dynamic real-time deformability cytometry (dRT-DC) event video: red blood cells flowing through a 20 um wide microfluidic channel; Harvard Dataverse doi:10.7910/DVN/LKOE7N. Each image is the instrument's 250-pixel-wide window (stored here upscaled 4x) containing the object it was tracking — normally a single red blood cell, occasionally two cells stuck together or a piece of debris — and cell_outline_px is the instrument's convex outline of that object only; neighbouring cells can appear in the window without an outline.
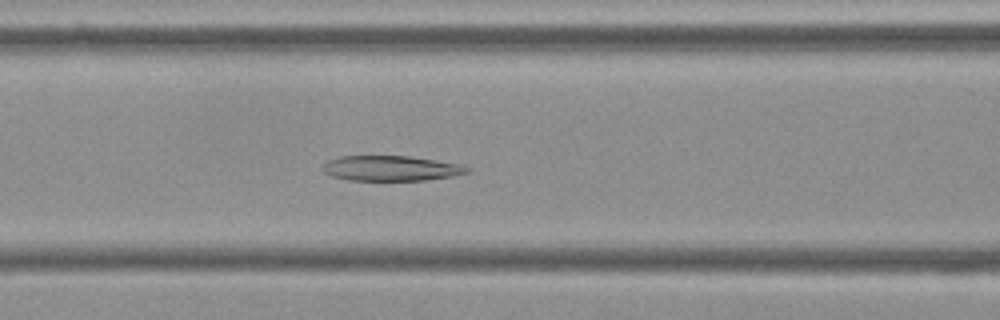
{"species": "Egyptian fruit bat (a non-hibernating species)", "species_latin": "Rousettus aegyptiacus", "temperature_condition": "cold", "stored_images_in_passage": 56, "camera_frame_rate_fps": 3000, "um_per_image_px": 0.085, "frame": {"image": 1, "passage_image": 23, "time_ms": 7.333, "image_size_px": [1000, 320], "cell_outline_px": [[472, 168], [468, 172], [452, 176], [424, 180], [348, 180], [332, 176], [324, 172], [320, 168], [328, 160], [340, 156], [408, 156], [456, 164]], "centroid_in_image_um": [33.16, 14.31], "position_along_channel_um": 133.4, "area_um2": 20.92}}
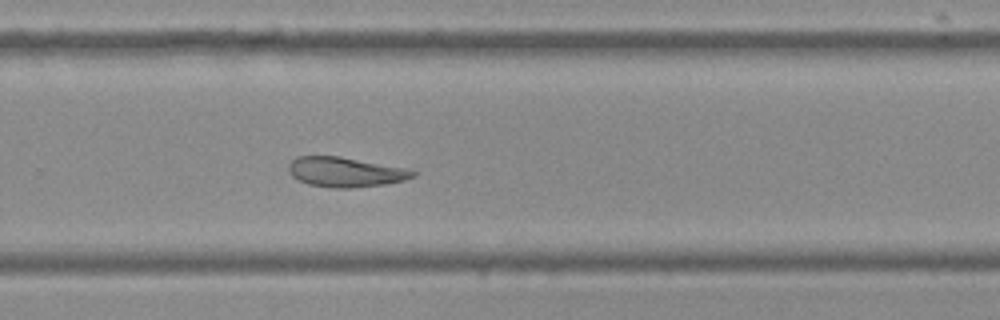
{"frame": {"image": 2, "passage_image": 37, "time_ms": 12.0, "image_size_px": [1000, 320], "cell_outline_px": [[416, 176], [404, 180], [384, 184], [352, 188], [332, 188], [308, 184], [292, 176], [288, 172], [288, 164], [296, 156], [340, 156], [408, 168], [416, 172]], "centroid_in_image_um": [29.36, 14.62], "position_along_channel_um": 300.4, "area_um2": 21.73}}
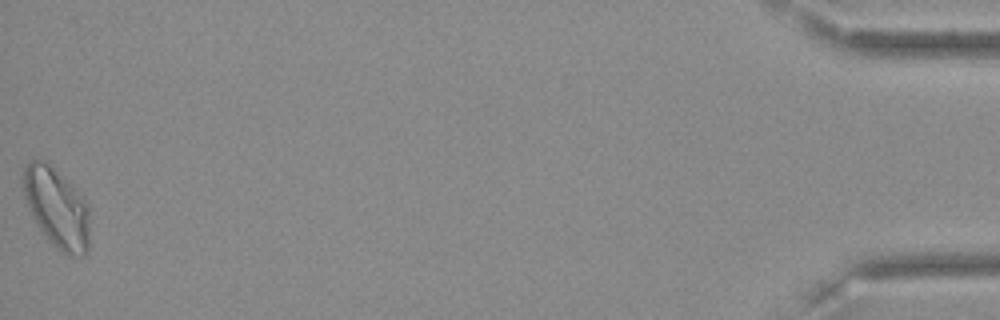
{"frame": {"image": 3, "passage_image": 56, "time_ms": 18.333, "image_size_px": [1000, 320], "cell_outline_px": [[88, 252], [84, 256], [72, 256], [56, 248], [48, 240], [36, 224], [28, 212], [24, 196], [20, 176], [24, 168], [32, 160], [40, 160], [48, 164], [72, 184], [84, 196], [88, 204]], "centroid_in_image_um": [4.79, 17.67], "position_along_channel_um": 430.4, "area_um2": 31.27}}